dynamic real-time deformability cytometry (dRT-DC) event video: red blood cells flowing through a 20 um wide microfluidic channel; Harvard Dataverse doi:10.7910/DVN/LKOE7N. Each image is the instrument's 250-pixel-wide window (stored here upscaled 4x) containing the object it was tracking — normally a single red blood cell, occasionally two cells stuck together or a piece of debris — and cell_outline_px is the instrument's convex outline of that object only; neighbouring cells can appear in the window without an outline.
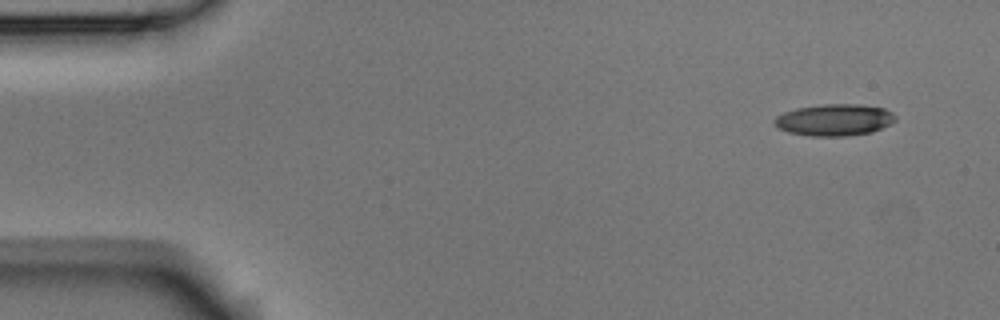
{"species": "Egyptian fruit bat (a non-hibernating species)", "species_latin": "Rousettus aegyptiacus", "temperature_condition": "room temperature", "stored_images_in_passage": 6, "camera_frame_rate_fps": 3000, "um_per_image_px": 0.085, "animal": {"sex": "male"}, "frame": {"image": 1, "passage_image": 1, "time_ms": 0.0, "image_size_px": [1000, 320], "cell_outline_px": [[896, 120], [872, 132], [848, 136], [808, 136], [788, 132], [780, 128], [776, 124], [776, 116], [784, 112], [796, 108], [824, 104], [860, 104], [884, 108], [892, 112], [896, 116]], "centroid_in_image_um": [70.95, 10.19], "position_along_channel_um": 14.1, "area_um2": 22.25}}
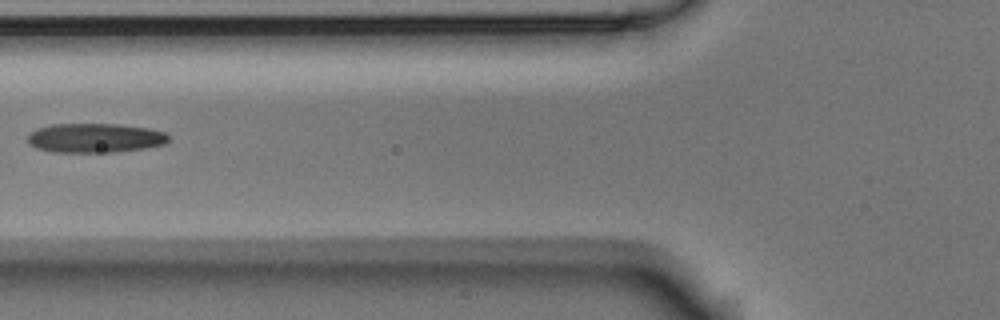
{"frame": {"image": 2, "passage_image": 5, "time_ms": 1.333, "image_size_px": [1000, 320], "cell_outline_px": [[168, 140], [164, 144], [144, 148], [112, 152], [56, 152], [36, 148], [28, 140], [28, 136], [36, 128], [52, 124], [120, 124], [148, 128], [164, 132], [168, 136]], "centroid_in_image_um": [8.07, 11.72], "position_along_channel_um": 117.7, "area_um2": 23.87}}
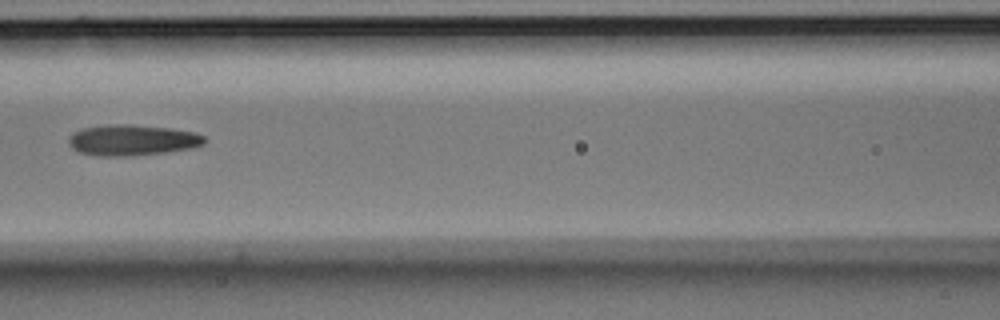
{"frame": {"image": 3, "passage_image": 6, "time_ms": 1.667, "image_size_px": [1000, 320], "cell_outline_px": [[204, 144], [192, 148], [164, 152], [132, 156], [100, 156], [80, 152], [72, 148], [68, 144], [68, 136], [72, 132], [84, 128], [108, 124], [132, 124], [168, 128], [196, 132], [204, 136]], "centroid_in_image_um": [11.21, 11.9], "position_along_channel_um": 155.4, "area_um2": 24.51}}